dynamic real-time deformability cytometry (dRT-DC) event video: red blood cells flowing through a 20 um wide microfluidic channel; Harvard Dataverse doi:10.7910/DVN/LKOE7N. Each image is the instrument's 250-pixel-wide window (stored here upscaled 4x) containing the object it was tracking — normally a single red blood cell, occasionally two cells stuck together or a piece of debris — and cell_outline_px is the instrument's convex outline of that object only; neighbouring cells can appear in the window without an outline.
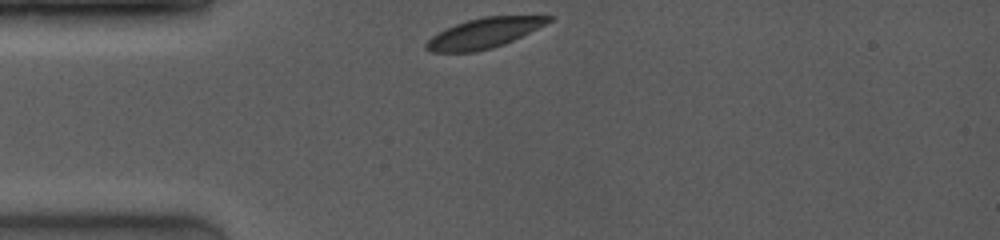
{"species": "common noctule bat (a hibernating species)", "species_latin": "Nyctalus noctula", "temperature_condition": "room temperature", "stored_images_in_passage": 42, "camera_frame_rate_fps": 4000, "um_per_image_px": 0.085, "animal": {"sex": "female", "body_mass_g": 19.0, "forearm_length_mm": 53.3}, "frame": {"image": 1, "passage_image": 1, "time_ms": 0.0, "image_size_px": [1000, 240], "cell_outline_px": [[556, 16], [552, 20], [504, 44], [492, 48], [476, 52], [432, 52], [424, 48], [424, 44], [432, 36], [456, 24], [468, 20], [484, 16]], "centroid_in_image_um": [41.1, 2.82], "position_along_channel_um": 43.9, "area_um2": 20.98}}
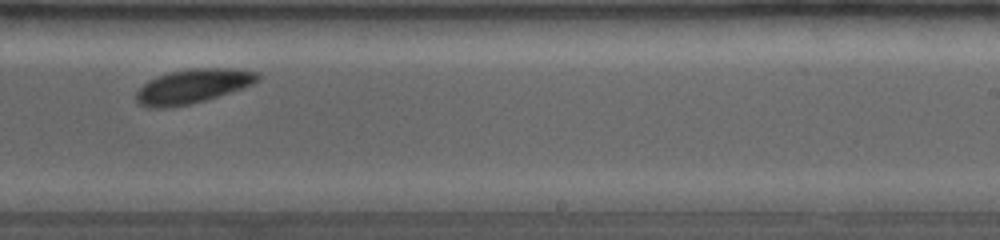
{"frame": {"image": 2, "passage_image": 28, "time_ms": 6.25, "image_size_px": [1000, 240], "cell_outline_px": [[260, 80], [244, 88], [204, 100], [188, 104], [168, 108], [148, 108], [140, 104], [136, 100], [136, 92], [148, 80], [156, 76], [172, 72], [192, 68], [232, 68], [256, 72], [260, 76]], "centroid_in_image_um": [16.38, 7.33], "position_along_channel_um": 272.6, "area_um2": 24.1}}
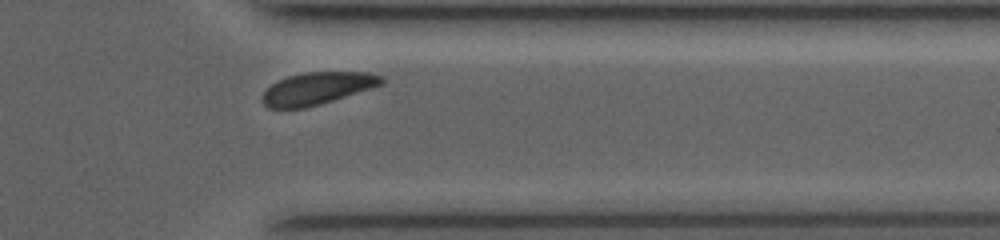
{"frame": {"image": 3, "passage_image": 39, "time_ms": 9.0, "image_size_px": [1000, 240], "cell_outline_px": [[384, 84], [372, 88], [320, 104], [304, 108], [268, 108], [264, 104], [264, 92], [272, 84], [288, 76], [304, 72], [368, 72], [384, 76]], "centroid_in_image_um": [27.02, 7.5], "position_along_channel_um": 384.4, "area_um2": 22.2}, "authors_computed_cell_mechanics": {"area_um2": 23.7847, "velocity_mm_per_s": 3.998, "shape_relaxation_time_tau1_ms": 1.1011, "shape_relaxation_time_tau2_ms": null, "deformation_change_tau1": 0.06, "deformation_change_tau2": null}}